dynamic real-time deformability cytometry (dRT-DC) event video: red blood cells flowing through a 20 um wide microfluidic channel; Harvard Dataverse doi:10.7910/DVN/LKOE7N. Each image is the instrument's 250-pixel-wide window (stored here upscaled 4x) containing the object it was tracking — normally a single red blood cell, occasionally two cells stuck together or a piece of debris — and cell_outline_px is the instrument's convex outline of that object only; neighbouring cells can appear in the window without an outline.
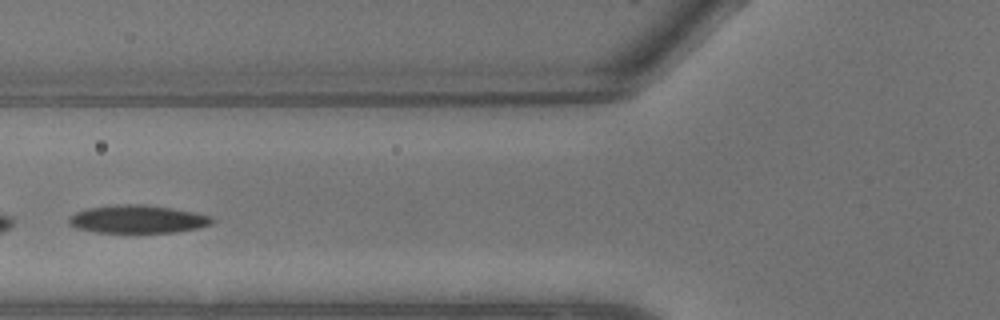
{"species": "common noctule bat (a hibernating species)", "species_latin": "Nyctalus noctula", "temperature_condition": "warm", "stored_images_in_passage": 9, "camera_frame_rate_fps": 3000, "um_per_image_px": 0.085, "animal": {"sex": "male", "body_mass_g": 13.3}, "frame": {"image": 1, "passage_image": 7, "time_ms": 2.0, "image_size_px": [1000, 320], "cell_outline_px": [[216, 220], [212, 224], [196, 228], [172, 232], [96, 232], [76, 228], [68, 224], [68, 216], [76, 212], [88, 208], [116, 204], [144, 204], [172, 208], [196, 212], [212, 216]], "centroid_in_image_um": [11.7, 18.62], "position_along_channel_um": 114.1, "area_um2": 23.47}}